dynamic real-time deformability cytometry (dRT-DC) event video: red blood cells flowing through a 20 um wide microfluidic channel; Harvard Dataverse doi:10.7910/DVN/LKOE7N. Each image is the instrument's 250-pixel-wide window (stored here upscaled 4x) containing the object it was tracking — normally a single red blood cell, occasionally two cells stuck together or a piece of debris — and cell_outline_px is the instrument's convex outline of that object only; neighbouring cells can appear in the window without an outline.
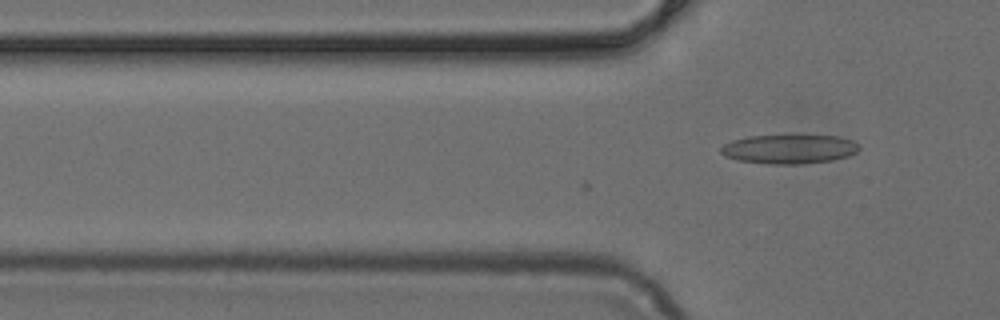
{"species": "common noctule bat (a hibernating species)", "species_latin": "Nyctalus noctula", "temperature_condition": "cold", "stored_images_in_passage": 8, "camera_frame_rate_fps": 3000, "um_per_image_px": 0.085, "animal": {"sex": "female", "body_mass_g": 24.6, "forearm_length_mm": 56.2}, "frame": {"image": 1, "passage_image": 8, "time_ms": 2.333, "image_size_px": [1000, 320], "cell_outline_px": [[860, 148], [856, 152], [848, 156], [832, 160], [804, 164], [768, 164], [736, 160], [724, 156], [720, 152], [720, 148], [724, 144], [732, 140], [748, 136], [792, 132], [840, 136], [852, 140], [860, 144]], "centroid_in_image_um": [67.1, 12.61], "position_along_channel_um": 58.7, "area_um2": 24.91}}